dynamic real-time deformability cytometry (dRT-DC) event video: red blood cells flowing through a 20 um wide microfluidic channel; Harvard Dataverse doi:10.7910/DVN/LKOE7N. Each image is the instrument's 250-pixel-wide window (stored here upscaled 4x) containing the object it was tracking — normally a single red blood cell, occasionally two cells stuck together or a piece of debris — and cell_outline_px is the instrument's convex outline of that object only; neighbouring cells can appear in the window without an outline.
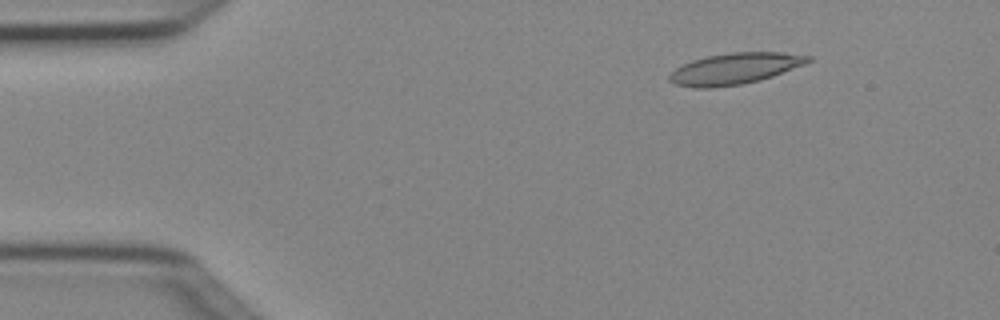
{"species": "Egyptian fruit bat (a non-hibernating species)", "species_latin": "Rousettus aegyptiacus", "temperature_condition": "cold", "stored_images_in_passage": 5, "segment_of_instrument_passage": [1, 2], "camera_frame_rate_fps": 3000, "um_per_image_px": 0.085, "animal": {"sex": "female"}, "frame": {"image": 1, "passage_image": 2, "time_ms": 0.333, "image_size_px": [1000, 320], "cell_outline_px": [[812, 60], [808, 64], [760, 80], [740, 84], [712, 88], [696, 88], [676, 84], [668, 80], [668, 76], [676, 68], [692, 60], [708, 56], [732, 52], [780, 52], [812, 56]], "centroid_in_image_um": [62.5, 5.83], "position_along_channel_um": 22.5, "area_um2": 25.2}}